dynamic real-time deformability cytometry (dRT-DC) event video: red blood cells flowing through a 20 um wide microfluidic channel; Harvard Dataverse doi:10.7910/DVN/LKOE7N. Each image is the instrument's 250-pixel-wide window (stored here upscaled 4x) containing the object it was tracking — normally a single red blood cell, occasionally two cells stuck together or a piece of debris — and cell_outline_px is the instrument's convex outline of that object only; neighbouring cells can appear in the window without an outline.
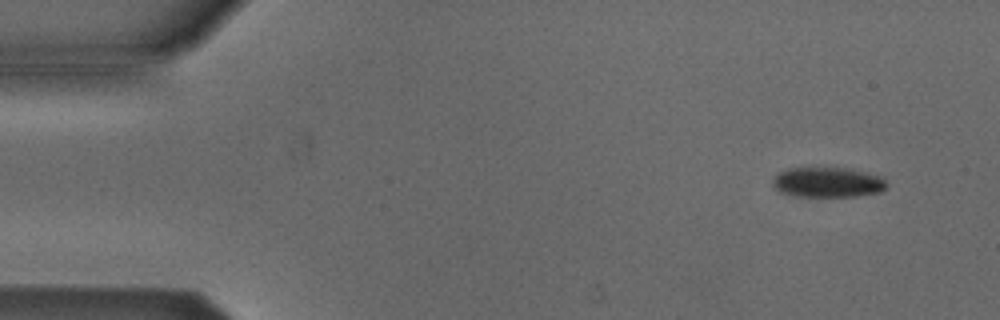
{"species": "Egyptian fruit bat (a non-hibernating species)", "species_latin": "Rousettus aegyptiacus", "temperature_condition": "cold", "stored_images_in_passage": 4, "camera_frame_rate_fps": 3000, "um_per_image_px": 0.085, "animal": {"sex": "male"}, "frame": {"image": 1, "passage_image": 1, "time_ms": 0.0, "image_size_px": [1000, 320], "cell_outline_px": [[888, 184], [880, 192], [856, 196], [792, 196], [780, 192], [772, 184], [772, 180], [780, 172], [788, 168], [852, 168], [884, 176]], "centroid_in_image_um": [70.4, 15.49], "position_along_channel_um": 14.6, "area_um2": 20.17}}
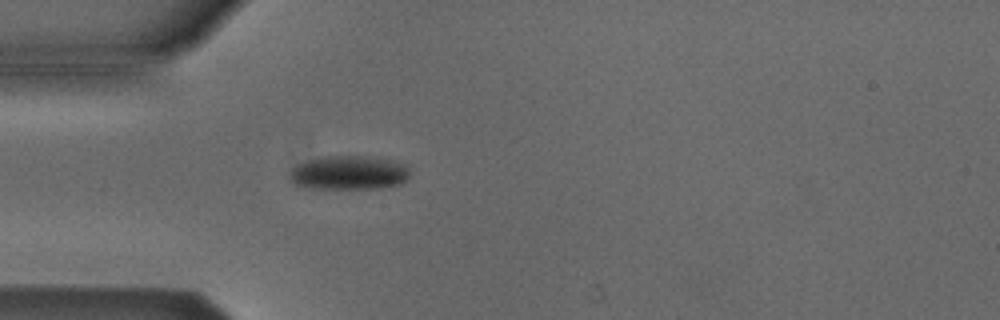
{"frame": {"image": 2, "passage_image": 4, "time_ms": 3.667, "image_size_px": [1000, 320], "cell_outline_px": [[408, 180], [400, 184], [380, 188], [308, 188], [292, 184], [288, 180], [288, 176], [292, 168], [296, 164], [308, 160], [324, 156], [368, 156], [396, 160], [408, 164]], "centroid_in_image_um": [29.65, 14.67], "position_along_channel_um": 55.4, "area_um2": 24.28}}